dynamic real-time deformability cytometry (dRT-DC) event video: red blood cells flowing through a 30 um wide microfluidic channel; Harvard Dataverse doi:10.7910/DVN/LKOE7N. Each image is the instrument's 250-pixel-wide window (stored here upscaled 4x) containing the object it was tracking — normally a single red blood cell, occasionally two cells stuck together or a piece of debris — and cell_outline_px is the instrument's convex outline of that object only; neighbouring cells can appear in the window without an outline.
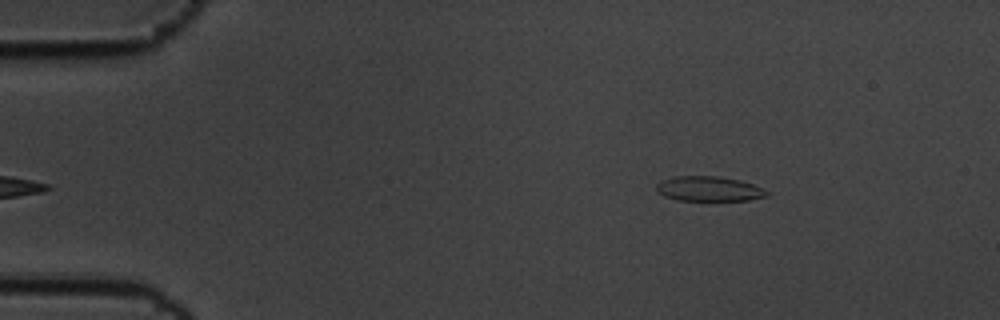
{"species": "common noctule bat (a hibernating species)", "species_latin": "Nyctalus noctula", "temperature_condition": "cold", "stored_images_in_passage": 51, "camera_frame_rate_fps": 3000, "um_per_image_px": 0.085, "animal": {"sex": "male", "body_mass_g": 19.5, "forearm_length_mm": 54.6}, "frame": {"image": 1, "passage_image": 2, "time_ms": 0.333, "image_size_px": [1000, 320], "cell_outline_px": [[772, 192], [768, 196], [748, 200], [676, 200], [664, 196], [656, 192], [656, 184], [660, 180], [676, 176], [716, 176], [740, 180], [752, 184]], "centroid_in_image_um": [60.25, 16.05], "position_along_channel_um": 24.8, "area_um2": 16.13}}
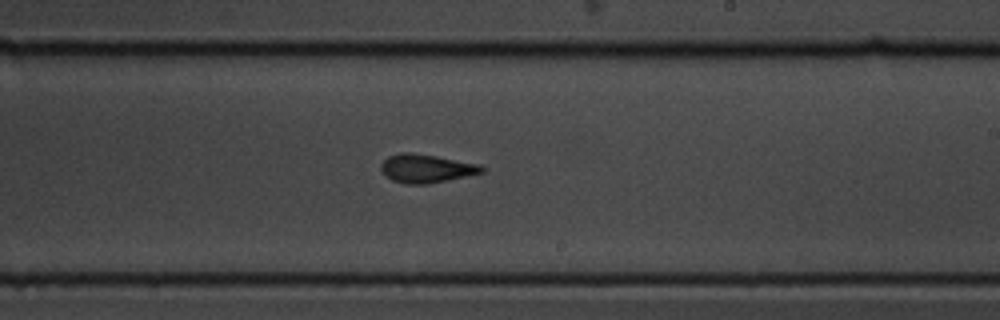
{"frame": {"image": 2, "passage_image": 28, "time_ms": 9.0, "image_size_px": [1000, 320], "cell_outline_px": [[484, 172], [448, 180], [428, 184], [404, 184], [392, 180], [384, 176], [380, 168], [380, 164], [388, 156], [400, 152], [412, 152], [436, 156], [480, 164], [484, 168]], "centroid_in_image_um": [36.19, 14.32], "position_along_channel_um": 252.8, "area_um2": 16.88}}
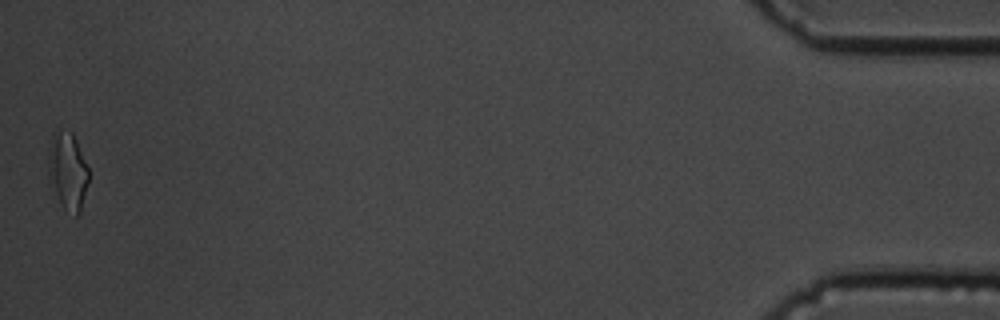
{"frame": {"image": 3, "passage_image": 51, "time_ms": 16.667, "image_size_px": [1000, 320], "cell_outline_px": [[88, 184], [80, 212], [76, 216], [64, 208], [60, 204], [48, 184], [48, 156], [52, 132], [72, 132], [76, 140], [88, 168]], "centroid_in_image_um": [5.73, 14.58], "position_along_channel_um": 429.5, "area_um2": 18.26}, "authors_computed_cell_mechanics": {"area_um2": 16.5886, "velocity_mm_per_s": 3.4706, "shape_relaxation_time_tau1_ms": 4.4164, "shape_relaxation_time_tau2_ms": 2.3572, "deformation_change_tau1": 0.1276, "deformation_change_tau2": 0.0909}}